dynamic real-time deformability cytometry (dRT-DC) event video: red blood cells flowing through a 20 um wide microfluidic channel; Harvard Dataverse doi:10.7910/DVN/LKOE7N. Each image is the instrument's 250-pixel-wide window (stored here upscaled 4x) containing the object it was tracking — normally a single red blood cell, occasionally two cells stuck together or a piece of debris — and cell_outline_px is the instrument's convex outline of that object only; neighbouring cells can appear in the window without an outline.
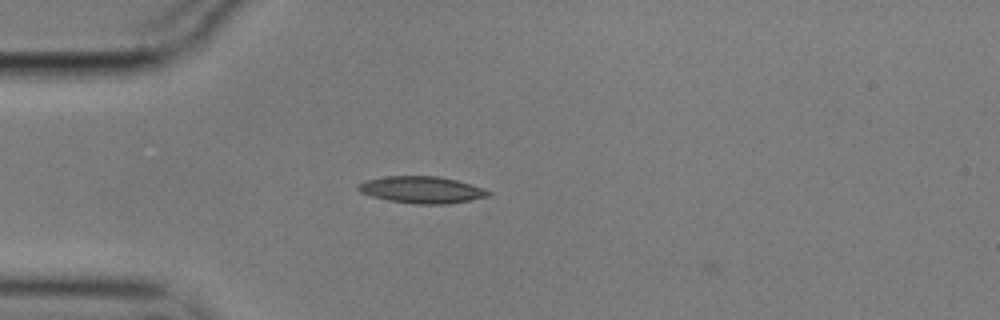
{"species": "common noctule bat (a hibernating species)", "species_latin": "Nyctalus noctula", "temperature_condition": "cold", "stored_images_in_passage": 5, "camera_frame_rate_fps": 3000, "um_per_image_px": 0.085, "animal": {"sex": "male", "body_mass_g": 17.9}, "frame": {"image": 1, "passage_image": 4, "time_ms": 1.0, "image_size_px": [1000, 320], "cell_outline_px": [[492, 196], [448, 204], [416, 204], [388, 200], [372, 196], [360, 192], [356, 188], [356, 184], [364, 180], [384, 176], [436, 176], [456, 180], [472, 184], [492, 192]], "centroid_in_image_um": [35.84, 16.13], "position_along_channel_um": 49.2, "area_um2": 20.52}}